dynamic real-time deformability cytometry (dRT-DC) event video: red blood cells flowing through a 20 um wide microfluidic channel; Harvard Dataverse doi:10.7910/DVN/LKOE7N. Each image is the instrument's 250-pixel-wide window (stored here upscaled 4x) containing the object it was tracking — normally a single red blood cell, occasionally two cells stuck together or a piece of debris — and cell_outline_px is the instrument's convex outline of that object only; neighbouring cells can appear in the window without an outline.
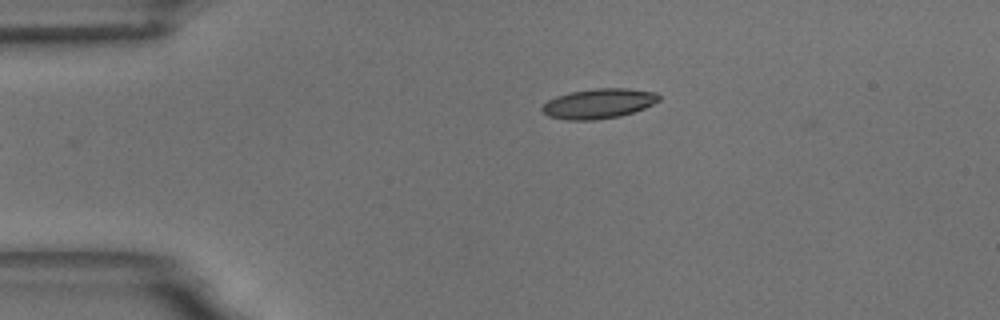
{"species": "common noctule bat (a hibernating species)", "species_latin": "Nyctalus noctula", "temperature_condition": "room temperature", "stored_images_in_passage": 33, "camera_frame_rate_fps": 3000, "um_per_image_px": 0.085, "animal": {"sex": "male", "body_mass_g": 18.8}, "frame": {"image": 1, "passage_image": 1, "time_ms": 0.0, "image_size_px": [1000, 320], "cell_outline_px": [[660, 100], [644, 108], [620, 116], [592, 120], [568, 120], [548, 116], [540, 108], [548, 100], [556, 96], [572, 92], [592, 88], [628, 88], [656, 92], [660, 96]], "centroid_in_image_um": [50.89, 8.79], "position_along_channel_um": 34.1, "area_um2": 20.29}}
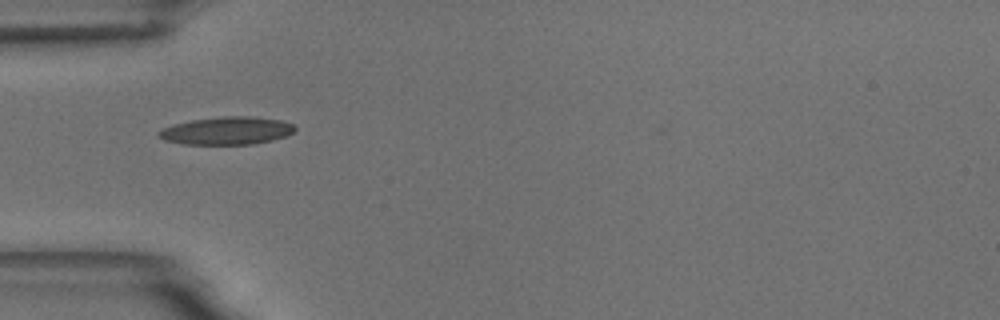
{"frame": {"image": 2, "passage_image": 7, "time_ms": 2.0, "image_size_px": [1000, 320], "cell_outline_px": [[296, 128], [288, 136], [272, 140], [252, 144], [184, 144], [164, 140], [156, 136], [156, 132], [172, 124], [192, 120], [224, 116], [252, 116], [280, 120], [292, 124]], "centroid_in_image_um": [19.25, 11.11], "position_along_channel_um": 65.7, "area_um2": 22.08}}
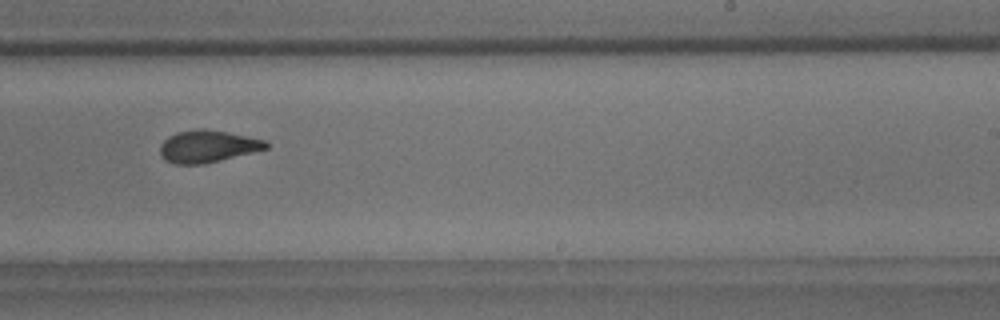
{"frame": {"image": 3, "passage_image": 24, "time_ms": 7.667, "image_size_px": [1000, 320], "cell_outline_px": [[268, 148], [204, 164], [176, 164], [164, 160], [160, 156], [160, 144], [168, 136], [176, 132], [200, 128], [204, 128], [228, 132], [268, 140]], "centroid_in_image_um": [17.63, 12.43], "position_along_channel_um": 271.4, "area_um2": 20.0}, "authors_computed_cell_mechanics": {"area_um2": 20.4034, "velocity_mm_per_s": 3.6247, "shape_relaxation_time_tau1_ms": 7.4251, "shape_relaxation_time_tau2_ms": 2.0161, "deformation_change_tau1": 0.2235, "deformation_change_tau2": 0.0895}}